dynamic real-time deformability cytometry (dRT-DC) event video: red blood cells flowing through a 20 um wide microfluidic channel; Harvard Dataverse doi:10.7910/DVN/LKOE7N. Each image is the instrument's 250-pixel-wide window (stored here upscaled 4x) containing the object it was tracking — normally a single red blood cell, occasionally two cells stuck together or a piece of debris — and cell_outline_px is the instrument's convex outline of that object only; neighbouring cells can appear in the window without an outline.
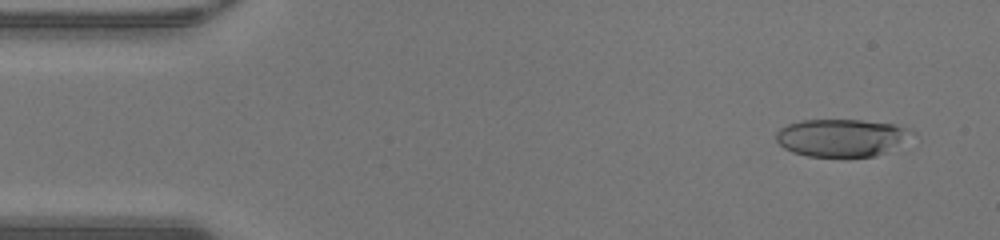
{"species": "human", "species_latin": "Homo sapiens", "temperature_condition": "warm", "stored_images_in_passage": 47, "camera_frame_rate_fps": 3000, "um_per_image_px": 0.085, "donor": {"sex": "male"}, "frame": {"image": 1, "passage_image": 3, "time_ms": 0.667, "image_size_px": [1000, 240], "cell_outline_px": [[916, 132], [884, 152], [876, 156], [848, 160], [808, 156], [792, 152], [784, 148], [776, 140], [776, 132], [780, 128], [788, 124], [804, 120], [860, 120], [892, 124], [912, 128]], "centroid_in_image_um": [71.5, 11.74], "position_along_channel_um": 13.5, "area_um2": 30.29}}
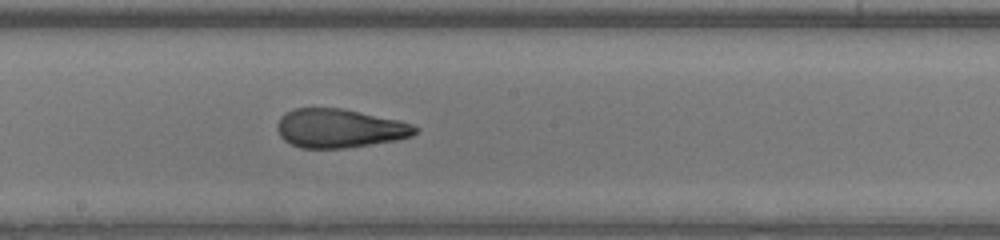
{"frame": {"image": 2, "passage_image": 25, "time_ms": 8.0, "image_size_px": [1000, 240], "cell_outline_px": [[420, 128], [412, 136], [396, 140], [344, 148], [300, 148], [284, 140], [280, 136], [276, 128], [276, 124], [280, 116], [296, 108], [340, 108], [400, 120], [412, 124]], "centroid_in_image_um": [28.85, 10.91], "position_along_channel_um": 219.3, "area_um2": 31.15}}
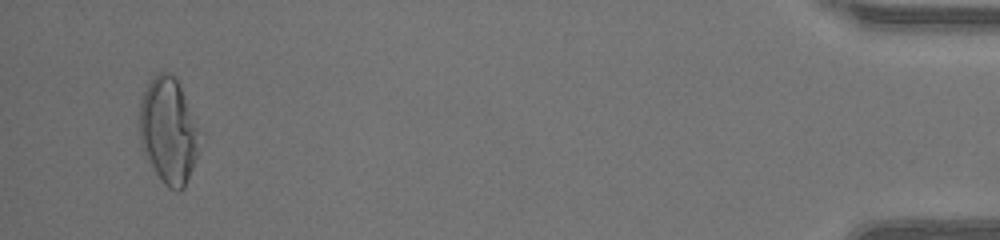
{"frame": {"image": 3, "passage_image": 45, "time_ms": 14.667, "image_size_px": [1000, 240], "cell_outline_px": [[196, 156], [184, 188], [180, 192], [176, 192], [168, 188], [164, 184], [140, 148], [140, 104], [144, 92], [152, 76], [160, 72], [168, 72], [176, 76], [180, 84], [196, 128]], "centroid_in_image_um": [14.26, 11.11], "position_along_channel_um": 420.9, "area_um2": 36.13}, "authors_computed_cell_mechanics": {"area_um2": 31.4432, "velocity_mm_per_s": 4.3536, "shape_relaxation_time_tau1_ms": 10.3389, "shape_relaxation_time_tau2_ms": 1.6096, "deformation_change_tau1": 0.3953, "deformation_change_tau2": 0.0906}}